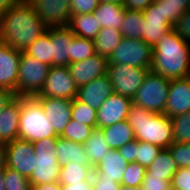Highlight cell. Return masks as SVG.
Segmentation results:
<instances>
[{"mask_svg":"<svg viewBox=\"0 0 190 190\" xmlns=\"http://www.w3.org/2000/svg\"><path fill=\"white\" fill-rule=\"evenodd\" d=\"M153 57L150 71L168 80L185 78L190 71V45L174 28L167 31L152 48Z\"/></svg>","mask_w":190,"mask_h":190,"instance_id":"2","label":"cell"},{"mask_svg":"<svg viewBox=\"0 0 190 190\" xmlns=\"http://www.w3.org/2000/svg\"><path fill=\"white\" fill-rule=\"evenodd\" d=\"M94 190H121L122 185L114 179L92 178Z\"/></svg>","mask_w":190,"mask_h":190,"instance_id":"47","label":"cell"},{"mask_svg":"<svg viewBox=\"0 0 190 190\" xmlns=\"http://www.w3.org/2000/svg\"><path fill=\"white\" fill-rule=\"evenodd\" d=\"M31 190H61V184L56 181L40 185H31Z\"/></svg>","mask_w":190,"mask_h":190,"instance_id":"51","label":"cell"},{"mask_svg":"<svg viewBox=\"0 0 190 190\" xmlns=\"http://www.w3.org/2000/svg\"><path fill=\"white\" fill-rule=\"evenodd\" d=\"M92 166H84L70 162L68 165L60 167V177L58 182L63 185H71L89 179L93 175Z\"/></svg>","mask_w":190,"mask_h":190,"instance_id":"30","label":"cell"},{"mask_svg":"<svg viewBox=\"0 0 190 190\" xmlns=\"http://www.w3.org/2000/svg\"><path fill=\"white\" fill-rule=\"evenodd\" d=\"M155 0H124L123 6L128 10L144 11Z\"/></svg>","mask_w":190,"mask_h":190,"instance_id":"48","label":"cell"},{"mask_svg":"<svg viewBox=\"0 0 190 190\" xmlns=\"http://www.w3.org/2000/svg\"><path fill=\"white\" fill-rule=\"evenodd\" d=\"M22 51L0 42V88L18 96V74Z\"/></svg>","mask_w":190,"mask_h":190,"instance_id":"14","label":"cell"},{"mask_svg":"<svg viewBox=\"0 0 190 190\" xmlns=\"http://www.w3.org/2000/svg\"><path fill=\"white\" fill-rule=\"evenodd\" d=\"M164 2L181 4V7H184L186 10L189 8V0H164Z\"/></svg>","mask_w":190,"mask_h":190,"instance_id":"54","label":"cell"},{"mask_svg":"<svg viewBox=\"0 0 190 190\" xmlns=\"http://www.w3.org/2000/svg\"><path fill=\"white\" fill-rule=\"evenodd\" d=\"M162 148L151 143L138 141V149H136V162L144 166L146 169L156 159Z\"/></svg>","mask_w":190,"mask_h":190,"instance_id":"39","label":"cell"},{"mask_svg":"<svg viewBox=\"0 0 190 190\" xmlns=\"http://www.w3.org/2000/svg\"><path fill=\"white\" fill-rule=\"evenodd\" d=\"M68 27L76 36L90 40H94L101 29L93 13L72 14Z\"/></svg>","mask_w":190,"mask_h":190,"instance_id":"26","label":"cell"},{"mask_svg":"<svg viewBox=\"0 0 190 190\" xmlns=\"http://www.w3.org/2000/svg\"><path fill=\"white\" fill-rule=\"evenodd\" d=\"M127 121L137 141L151 143L162 149L170 147L174 142L172 120L166 114H154L132 104Z\"/></svg>","mask_w":190,"mask_h":190,"instance_id":"3","label":"cell"},{"mask_svg":"<svg viewBox=\"0 0 190 190\" xmlns=\"http://www.w3.org/2000/svg\"><path fill=\"white\" fill-rule=\"evenodd\" d=\"M71 77L79 88L95 78L107 74L108 58L95 53L93 56L68 65Z\"/></svg>","mask_w":190,"mask_h":190,"instance_id":"16","label":"cell"},{"mask_svg":"<svg viewBox=\"0 0 190 190\" xmlns=\"http://www.w3.org/2000/svg\"><path fill=\"white\" fill-rule=\"evenodd\" d=\"M59 137L47 119L41 103L35 97H21L18 138L32 143Z\"/></svg>","mask_w":190,"mask_h":190,"instance_id":"4","label":"cell"},{"mask_svg":"<svg viewBox=\"0 0 190 190\" xmlns=\"http://www.w3.org/2000/svg\"><path fill=\"white\" fill-rule=\"evenodd\" d=\"M158 4H163L165 18L174 26L177 20L184 14L186 9L181 4L164 2V0H155Z\"/></svg>","mask_w":190,"mask_h":190,"instance_id":"43","label":"cell"},{"mask_svg":"<svg viewBox=\"0 0 190 190\" xmlns=\"http://www.w3.org/2000/svg\"><path fill=\"white\" fill-rule=\"evenodd\" d=\"M174 29L190 45V8L177 20Z\"/></svg>","mask_w":190,"mask_h":190,"instance_id":"45","label":"cell"},{"mask_svg":"<svg viewBox=\"0 0 190 190\" xmlns=\"http://www.w3.org/2000/svg\"><path fill=\"white\" fill-rule=\"evenodd\" d=\"M18 1L19 0H0V17Z\"/></svg>","mask_w":190,"mask_h":190,"instance_id":"52","label":"cell"},{"mask_svg":"<svg viewBox=\"0 0 190 190\" xmlns=\"http://www.w3.org/2000/svg\"><path fill=\"white\" fill-rule=\"evenodd\" d=\"M96 53L94 41L83 37L75 36L71 42V54L69 64L83 61Z\"/></svg>","mask_w":190,"mask_h":190,"instance_id":"34","label":"cell"},{"mask_svg":"<svg viewBox=\"0 0 190 190\" xmlns=\"http://www.w3.org/2000/svg\"><path fill=\"white\" fill-rule=\"evenodd\" d=\"M6 167V144L0 142V170Z\"/></svg>","mask_w":190,"mask_h":190,"instance_id":"53","label":"cell"},{"mask_svg":"<svg viewBox=\"0 0 190 190\" xmlns=\"http://www.w3.org/2000/svg\"><path fill=\"white\" fill-rule=\"evenodd\" d=\"M28 2L48 28L69 26L70 0H28Z\"/></svg>","mask_w":190,"mask_h":190,"instance_id":"11","label":"cell"},{"mask_svg":"<svg viewBox=\"0 0 190 190\" xmlns=\"http://www.w3.org/2000/svg\"><path fill=\"white\" fill-rule=\"evenodd\" d=\"M50 65L22 52L18 74V96L34 97L38 95L47 78Z\"/></svg>","mask_w":190,"mask_h":190,"instance_id":"7","label":"cell"},{"mask_svg":"<svg viewBox=\"0 0 190 190\" xmlns=\"http://www.w3.org/2000/svg\"><path fill=\"white\" fill-rule=\"evenodd\" d=\"M46 33L51 39L52 66H68L71 42L76 35L68 26L49 27Z\"/></svg>","mask_w":190,"mask_h":190,"instance_id":"19","label":"cell"},{"mask_svg":"<svg viewBox=\"0 0 190 190\" xmlns=\"http://www.w3.org/2000/svg\"><path fill=\"white\" fill-rule=\"evenodd\" d=\"M178 169L168 148L161 149L156 159L147 168L151 176L162 177L163 180H172V176Z\"/></svg>","mask_w":190,"mask_h":190,"instance_id":"29","label":"cell"},{"mask_svg":"<svg viewBox=\"0 0 190 190\" xmlns=\"http://www.w3.org/2000/svg\"><path fill=\"white\" fill-rule=\"evenodd\" d=\"M84 147L89 163L93 168L101 161L104 155L111 151L100 128L93 129L91 136L84 143Z\"/></svg>","mask_w":190,"mask_h":190,"instance_id":"27","label":"cell"},{"mask_svg":"<svg viewBox=\"0 0 190 190\" xmlns=\"http://www.w3.org/2000/svg\"><path fill=\"white\" fill-rule=\"evenodd\" d=\"M142 40L152 48L174 26L165 18L163 4L154 1L143 11Z\"/></svg>","mask_w":190,"mask_h":190,"instance_id":"13","label":"cell"},{"mask_svg":"<svg viewBox=\"0 0 190 190\" xmlns=\"http://www.w3.org/2000/svg\"><path fill=\"white\" fill-rule=\"evenodd\" d=\"M174 142L190 143V112L171 117Z\"/></svg>","mask_w":190,"mask_h":190,"instance_id":"36","label":"cell"},{"mask_svg":"<svg viewBox=\"0 0 190 190\" xmlns=\"http://www.w3.org/2000/svg\"><path fill=\"white\" fill-rule=\"evenodd\" d=\"M168 149L178 168H190V143L173 142Z\"/></svg>","mask_w":190,"mask_h":190,"instance_id":"40","label":"cell"},{"mask_svg":"<svg viewBox=\"0 0 190 190\" xmlns=\"http://www.w3.org/2000/svg\"><path fill=\"white\" fill-rule=\"evenodd\" d=\"M141 186L144 190H172L171 180H163L162 177L151 176L147 171Z\"/></svg>","mask_w":190,"mask_h":190,"instance_id":"42","label":"cell"},{"mask_svg":"<svg viewBox=\"0 0 190 190\" xmlns=\"http://www.w3.org/2000/svg\"><path fill=\"white\" fill-rule=\"evenodd\" d=\"M125 8L123 4L114 2L100 1L96 9L93 11L94 17L98 21L100 28H118L124 20Z\"/></svg>","mask_w":190,"mask_h":190,"instance_id":"24","label":"cell"},{"mask_svg":"<svg viewBox=\"0 0 190 190\" xmlns=\"http://www.w3.org/2000/svg\"><path fill=\"white\" fill-rule=\"evenodd\" d=\"M21 96H16L0 112V142L8 144L18 138Z\"/></svg>","mask_w":190,"mask_h":190,"instance_id":"21","label":"cell"},{"mask_svg":"<svg viewBox=\"0 0 190 190\" xmlns=\"http://www.w3.org/2000/svg\"><path fill=\"white\" fill-rule=\"evenodd\" d=\"M78 87L68 66H51L41 92L34 97H53L73 100Z\"/></svg>","mask_w":190,"mask_h":190,"instance_id":"10","label":"cell"},{"mask_svg":"<svg viewBox=\"0 0 190 190\" xmlns=\"http://www.w3.org/2000/svg\"><path fill=\"white\" fill-rule=\"evenodd\" d=\"M16 97V94L4 88H0V112Z\"/></svg>","mask_w":190,"mask_h":190,"instance_id":"50","label":"cell"},{"mask_svg":"<svg viewBox=\"0 0 190 190\" xmlns=\"http://www.w3.org/2000/svg\"><path fill=\"white\" fill-rule=\"evenodd\" d=\"M25 54L37 59L40 62L52 66V50L50 36L45 32L37 38L27 49Z\"/></svg>","mask_w":190,"mask_h":190,"instance_id":"32","label":"cell"},{"mask_svg":"<svg viewBox=\"0 0 190 190\" xmlns=\"http://www.w3.org/2000/svg\"><path fill=\"white\" fill-rule=\"evenodd\" d=\"M61 190H94L92 176L87 180L72 183L71 185L61 184Z\"/></svg>","mask_w":190,"mask_h":190,"instance_id":"49","label":"cell"},{"mask_svg":"<svg viewBox=\"0 0 190 190\" xmlns=\"http://www.w3.org/2000/svg\"><path fill=\"white\" fill-rule=\"evenodd\" d=\"M152 57V47L142 39L123 38L108 58V63L151 68Z\"/></svg>","mask_w":190,"mask_h":190,"instance_id":"9","label":"cell"},{"mask_svg":"<svg viewBox=\"0 0 190 190\" xmlns=\"http://www.w3.org/2000/svg\"><path fill=\"white\" fill-rule=\"evenodd\" d=\"M100 1H103V2H114V3L123 4V1H124V0H100Z\"/></svg>","mask_w":190,"mask_h":190,"instance_id":"57","label":"cell"},{"mask_svg":"<svg viewBox=\"0 0 190 190\" xmlns=\"http://www.w3.org/2000/svg\"><path fill=\"white\" fill-rule=\"evenodd\" d=\"M5 190H31L29 178L14 169L4 168Z\"/></svg>","mask_w":190,"mask_h":190,"instance_id":"38","label":"cell"},{"mask_svg":"<svg viewBox=\"0 0 190 190\" xmlns=\"http://www.w3.org/2000/svg\"><path fill=\"white\" fill-rule=\"evenodd\" d=\"M58 137H49L33 143L35 152L34 170L29 178L31 185L56 182L60 177V165L56 157Z\"/></svg>","mask_w":190,"mask_h":190,"instance_id":"5","label":"cell"},{"mask_svg":"<svg viewBox=\"0 0 190 190\" xmlns=\"http://www.w3.org/2000/svg\"><path fill=\"white\" fill-rule=\"evenodd\" d=\"M149 71L150 68L108 63L107 75L114 93L133 99Z\"/></svg>","mask_w":190,"mask_h":190,"instance_id":"8","label":"cell"},{"mask_svg":"<svg viewBox=\"0 0 190 190\" xmlns=\"http://www.w3.org/2000/svg\"><path fill=\"white\" fill-rule=\"evenodd\" d=\"M33 143L20 138L6 144V167L30 178L35 164Z\"/></svg>","mask_w":190,"mask_h":190,"instance_id":"12","label":"cell"},{"mask_svg":"<svg viewBox=\"0 0 190 190\" xmlns=\"http://www.w3.org/2000/svg\"><path fill=\"white\" fill-rule=\"evenodd\" d=\"M121 190H144L142 188V186H125V187H121Z\"/></svg>","mask_w":190,"mask_h":190,"instance_id":"56","label":"cell"},{"mask_svg":"<svg viewBox=\"0 0 190 190\" xmlns=\"http://www.w3.org/2000/svg\"><path fill=\"white\" fill-rule=\"evenodd\" d=\"M133 101L129 97L113 93L97 109V128H104L126 120Z\"/></svg>","mask_w":190,"mask_h":190,"instance_id":"15","label":"cell"},{"mask_svg":"<svg viewBox=\"0 0 190 190\" xmlns=\"http://www.w3.org/2000/svg\"><path fill=\"white\" fill-rule=\"evenodd\" d=\"M0 190H5L4 170H0Z\"/></svg>","mask_w":190,"mask_h":190,"instance_id":"55","label":"cell"},{"mask_svg":"<svg viewBox=\"0 0 190 190\" xmlns=\"http://www.w3.org/2000/svg\"><path fill=\"white\" fill-rule=\"evenodd\" d=\"M136 149H138V141L135 139L117 150L125 161L132 163L136 161Z\"/></svg>","mask_w":190,"mask_h":190,"instance_id":"46","label":"cell"},{"mask_svg":"<svg viewBox=\"0 0 190 190\" xmlns=\"http://www.w3.org/2000/svg\"><path fill=\"white\" fill-rule=\"evenodd\" d=\"M42 105L44 113L60 135L71 120L72 100L53 97H35Z\"/></svg>","mask_w":190,"mask_h":190,"instance_id":"18","label":"cell"},{"mask_svg":"<svg viewBox=\"0 0 190 190\" xmlns=\"http://www.w3.org/2000/svg\"><path fill=\"white\" fill-rule=\"evenodd\" d=\"M55 150L60 167L68 165L70 162L91 166L84 144L82 143L73 142L59 136Z\"/></svg>","mask_w":190,"mask_h":190,"instance_id":"23","label":"cell"},{"mask_svg":"<svg viewBox=\"0 0 190 190\" xmlns=\"http://www.w3.org/2000/svg\"><path fill=\"white\" fill-rule=\"evenodd\" d=\"M172 190H190V168H178L171 180Z\"/></svg>","mask_w":190,"mask_h":190,"instance_id":"41","label":"cell"},{"mask_svg":"<svg viewBox=\"0 0 190 190\" xmlns=\"http://www.w3.org/2000/svg\"><path fill=\"white\" fill-rule=\"evenodd\" d=\"M100 0H70L72 14H89L93 13Z\"/></svg>","mask_w":190,"mask_h":190,"instance_id":"44","label":"cell"},{"mask_svg":"<svg viewBox=\"0 0 190 190\" xmlns=\"http://www.w3.org/2000/svg\"><path fill=\"white\" fill-rule=\"evenodd\" d=\"M101 129L111 150H117L135 140L134 130L127 119Z\"/></svg>","mask_w":190,"mask_h":190,"instance_id":"25","label":"cell"},{"mask_svg":"<svg viewBox=\"0 0 190 190\" xmlns=\"http://www.w3.org/2000/svg\"><path fill=\"white\" fill-rule=\"evenodd\" d=\"M190 112V78L170 80L164 114L174 117Z\"/></svg>","mask_w":190,"mask_h":190,"instance_id":"17","label":"cell"},{"mask_svg":"<svg viewBox=\"0 0 190 190\" xmlns=\"http://www.w3.org/2000/svg\"><path fill=\"white\" fill-rule=\"evenodd\" d=\"M71 119L97 128V110L77 98L72 100Z\"/></svg>","mask_w":190,"mask_h":190,"instance_id":"33","label":"cell"},{"mask_svg":"<svg viewBox=\"0 0 190 190\" xmlns=\"http://www.w3.org/2000/svg\"><path fill=\"white\" fill-rule=\"evenodd\" d=\"M127 165L128 162L120 156L118 150H111L94 167L92 178L114 179L121 184Z\"/></svg>","mask_w":190,"mask_h":190,"instance_id":"22","label":"cell"},{"mask_svg":"<svg viewBox=\"0 0 190 190\" xmlns=\"http://www.w3.org/2000/svg\"><path fill=\"white\" fill-rule=\"evenodd\" d=\"M146 171L147 169L136 161L128 163L122 177L121 185L123 187L140 186Z\"/></svg>","mask_w":190,"mask_h":190,"instance_id":"37","label":"cell"},{"mask_svg":"<svg viewBox=\"0 0 190 190\" xmlns=\"http://www.w3.org/2000/svg\"><path fill=\"white\" fill-rule=\"evenodd\" d=\"M143 12L125 9L124 20L120 31L123 38L142 39L143 37Z\"/></svg>","mask_w":190,"mask_h":190,"instance_id":"31","label":"cell"},{"mask_svg":"<svg viewBox=\"0 0 190 190\" xmlns=\"http://www.w3.org/2000/svg\"><path fill=\"white\" fill-rule=\"evenodd\" d=\"M94 128L71 119L64 131L59 135L62 138L84 144L91 136Z\"/></svg>","mask_w":190,"mask_h":190,"instance_id":"35","label":"cell"},{"mask_svg":"<svg viewBox=\"0 0 190 190\" xmlns=\"http://www.w3.org/2000/svg\"><path fill=\"white\" fill-rule=\"evenodd\" d=\"M47 29L28 0H19L0 17V42L24 52Z\"/></svg>","mask_w":190,"mask_h":190,"instance_id":"1","label":"cell"},{"mask_svg":"<svg viewBox=\"0 0 190 190\" xmlns=\"http://www.w3.org/2000/svg\"><path fill=\"white\" fill-rule=\"evenodd\" d=\"M169 87L170 80L149 71L132 99L133 104L154 114H164Z\"/></svg>","mask_w":190,"mask_h":190,"instance_id":"6","label":"cell"},{"mask_svg":"<svg viewBox=\"0 0 190 190\" xmlns=\"http://www.w3.org/2000/svg\"><path fill=\"white\" fill-rule=\"evenodd\" d=\"M123 39L118 28H101L94 41L95 51L101 56L110 57Z\"/></svg>","mask_w":190,"mask_h":190,"instance_id":"28","label":"cell"},{"mask_svg":"<svg viewBox=\"0 0 190 190\" xmlns=\"http://www.w3.org/2000/svg\"><path fill=\"white\" fill-rule=\"evenodd\" d=\"M114 93L107 74L78 88L76 98L97 110Z\"/></svg>","mask_w":190,"mask_h":190,"instance_id":"20","label":"cell"}]
</instances>
